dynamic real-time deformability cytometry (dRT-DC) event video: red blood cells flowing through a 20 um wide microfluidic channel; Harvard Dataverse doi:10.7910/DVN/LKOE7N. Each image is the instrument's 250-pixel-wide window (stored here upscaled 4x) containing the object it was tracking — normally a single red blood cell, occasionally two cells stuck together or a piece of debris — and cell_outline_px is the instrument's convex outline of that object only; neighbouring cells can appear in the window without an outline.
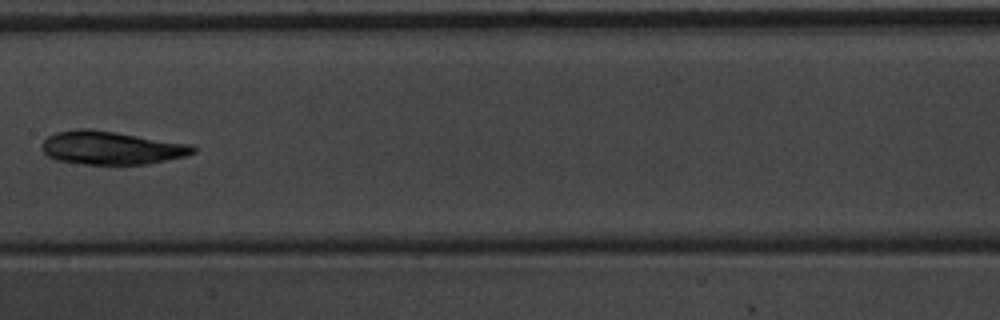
{"species": "common noctule bat (a hibernating species)", "species_latin": "Nyctalus noctula", "temperature_condition": "warm", "stored_images_in_passage": 10, "camera_frame_rate_fps": 3000, "um_per_image_px": 0.085, "animal": {"sex": "male", "body_mass_g": 20.1, "forearm_length_mm": 53.5}, "frame": {"image": 1, "passage_image": 9, "time_ms": 2.667, "image_size_px": [1000, 320], "cell_outline_px": [[196, 152], [184, 156], [148, 164], [84, 164], [56, 160], [48, 156], [40, 148], [44, 140], [48, 136], [56, 132], [76, 128], [88, 128], [116, 132], [192, 144], [196, 148]], "centroid_in_image_um": [9.45, 12.56], "position_along_channel_um": 198.0, "area_um2": 29.42}}
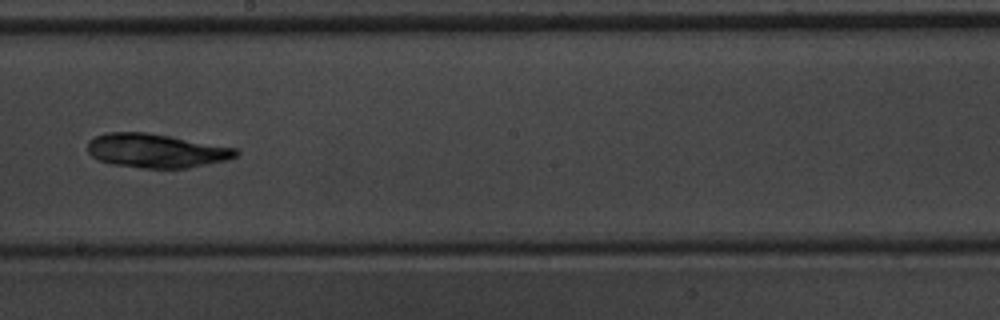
{"frame": {"image": 2, "passage_image": 10, "time_ms": 3.0, "image_size_px": [1000, 320], "cell_outline_px": [[240, 152], [236, 156], [228, 160], [188, 168], [144, 168], [112, 164], [96, 160], [88, 152], [88, 140], [104, 132], [144, 132], [240, 148]], "centroid_in_image_um": [13.28, 12.81], "position_along_channel_um": 234.9, "area_um2": 29.54}}